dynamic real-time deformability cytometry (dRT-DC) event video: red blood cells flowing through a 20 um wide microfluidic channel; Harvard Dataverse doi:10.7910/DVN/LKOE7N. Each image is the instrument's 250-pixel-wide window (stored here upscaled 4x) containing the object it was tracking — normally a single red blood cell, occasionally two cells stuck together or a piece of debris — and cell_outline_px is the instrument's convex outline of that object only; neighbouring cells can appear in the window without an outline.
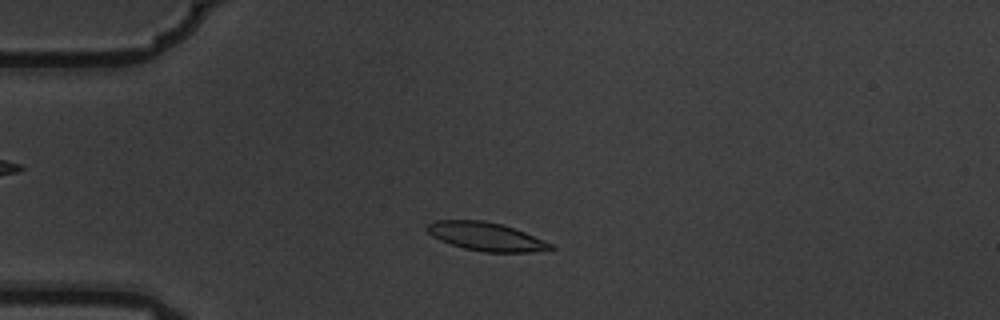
{"species": "common noctule bat (a hibernating species)", "species_latin": "Nyctalus noctula", "temperature_condition": "warm", "stored_images_in_passage": 5, "camera_frame_rate_fps": 3000, "um_per_image_px": 0.085, "animal": {"sex": "male", "body_mass_g": 19.5, "forearm_length_mm": 54.6}, "frame": {"image": 1, "passage_image": 2, "time_ms": 0.333, "image_size_px": [1000, 320], "cell_outline_px": [[556, 248], [532, 252], [484, 252], [464, 248], [440, 240], [432, 236], [424, 228], [428, 224], [436, 220], [484, 220], [504, 224], [544, 240], [552, 244]], "centroid_in_image_um": [41.31, 20.1], "position_along_channel_um": 43.7, "area_um2": 20.46}}
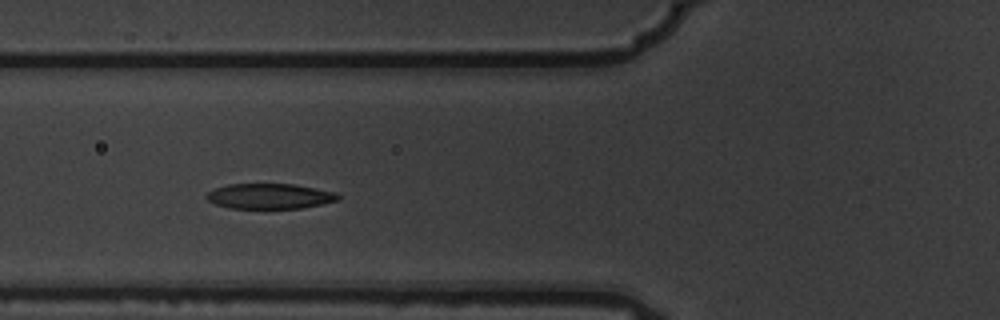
{"frame": {"image": 2, "passage_image": 4, "time_ms": 1.0, "image_size_px": [1000, 320], "cell_outline_px": [[340, 200], [300, 208], [228, 208], [216, 204], [208, 200], [204, 196], [212, 188], [228, 184], [292, 184], [316, 188], [336, 192], [340, 196]], "centroid_in_image_um": [22.9, 16.67], "position_along_channel_um": 102.9, "area_um2": 19.42}}
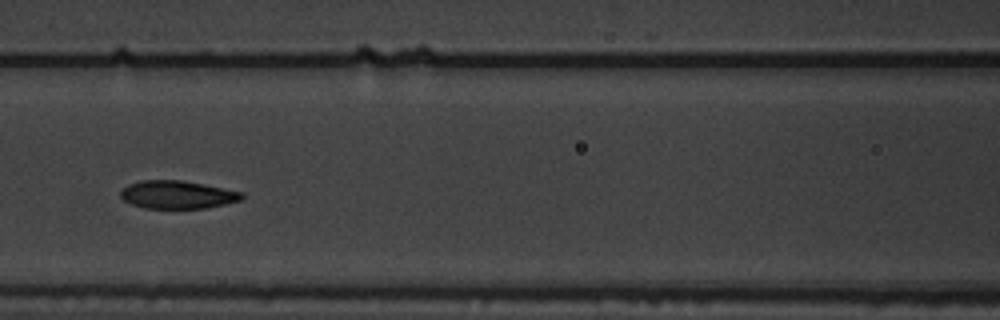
{"frame": {"image": 3, "passage_image": 5, "time_ms": 1.333, "image_size_px": [1000, 320], "cell_outline_px": [[244, 196], [240, 200], [224, 204], [204, 208], [144, 208], [132, 204], [124, 200], [120, 196], [120, 192], [128, 184], [140, 180], [180, 180], [204, 184], [244, 192]], "centroid_in_image_um": [15.07, 16.54], "position_along_channel_um": 151.5, "area_um2": 19.71}}